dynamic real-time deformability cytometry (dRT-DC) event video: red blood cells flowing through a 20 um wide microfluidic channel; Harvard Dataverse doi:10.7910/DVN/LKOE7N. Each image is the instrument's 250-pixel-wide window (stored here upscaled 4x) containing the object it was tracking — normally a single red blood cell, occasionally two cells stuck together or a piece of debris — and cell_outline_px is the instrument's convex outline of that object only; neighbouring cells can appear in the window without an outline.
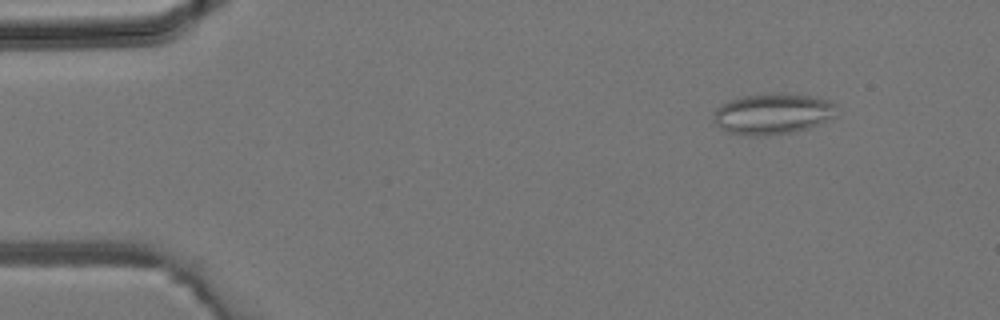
{"species": "common noctule bat (a hibernating species)", "species_latin": "Nyctalus noctula", "temperature_condition": "room temperature", "stored_images_in_passage": 4, "camera_frame_rate_fps": 3000, "um_per_image_px": 0.085, "animal": {"sex": "male", "body_mass_g": 19.2, "forearm_length_mm": 51.8}, "frame": {"image": 1, "passage_image": 2, "time_ms": 0.333, "image_size_px": [1000, 320], "cell_outline_px": [[836, 116], [808, 128], [792, 132], [768, 136], [748, 136], [728, 132], [720, 128], [716, 124], [712, 116], [716, 108], [720, 104], [728, 100], [740, 96], [768, 92], [776, 92], [816, 96], [828, 100], [836, 104]], "centroid_in_image_um": [65.65, 9.65], "position_along_channel_um": 19.3, "area_um2": 30.0}}